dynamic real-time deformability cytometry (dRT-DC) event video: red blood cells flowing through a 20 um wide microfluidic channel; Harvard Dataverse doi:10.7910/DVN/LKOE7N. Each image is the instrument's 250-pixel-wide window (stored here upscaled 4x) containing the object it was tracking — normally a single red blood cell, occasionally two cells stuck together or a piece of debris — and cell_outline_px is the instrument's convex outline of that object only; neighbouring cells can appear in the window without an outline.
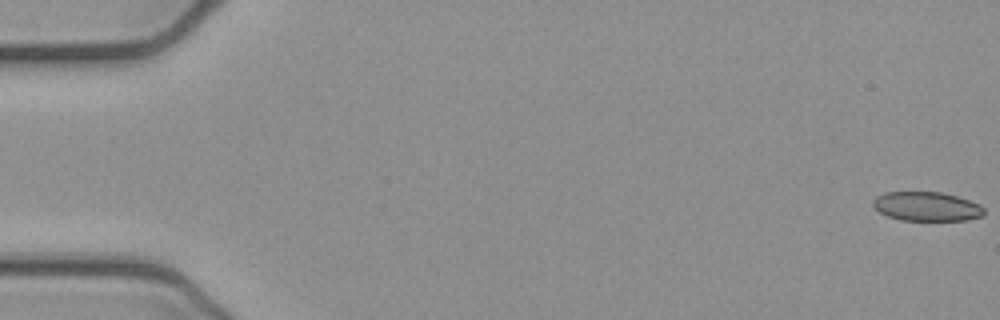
{"species": "common noctule bat (a hibernating species)", "species_latin": "Nyctalus noctula", "temperature_condition": "cold", "stored_images_in_passage": 17, "camera_frame_rate_fps": 3000, "um_per_image_px": 0.085, "animal": {"sex": "female", "body_mass_g": 21.9}, "frame": {"image": 1, "passage_image": 1, "time_ms": 0.0, "image_size_px": [1000, 320], "cell_outline_px": [[984, 216], [968, 220], [900, 220], [888, 216], [880, 212], [872, 204], [872, 200], [876, 196], [884, 192], [940, 192], [956, 196], [980, 204], [984, 208]], "centroid_in_image_um": [78.77, 17.55], "position_along_channel_um": 6.2, "area_um2": 18.9}}